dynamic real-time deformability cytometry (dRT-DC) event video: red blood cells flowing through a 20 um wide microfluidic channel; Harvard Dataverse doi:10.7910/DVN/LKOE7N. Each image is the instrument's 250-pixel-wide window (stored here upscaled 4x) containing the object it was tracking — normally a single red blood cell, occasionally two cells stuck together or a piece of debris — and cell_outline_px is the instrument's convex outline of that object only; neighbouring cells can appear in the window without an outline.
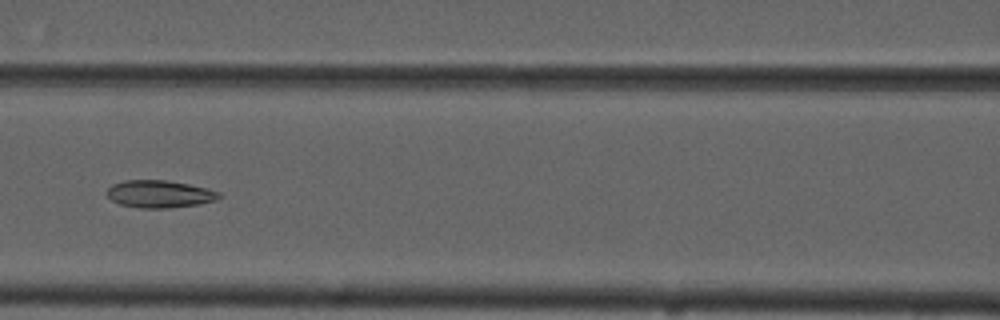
{"species": "common noctule bat (a hibernating species)", "species_latin": "Nyctalus noctula", "temperature_condition": "cold", "stored_images_in_passage": 8, "camera_frame_rate_fps": 3000, "um_per_image_px": 0.085, "animal": {"sex": "male", "forearm_length_mm": 52.5}, "frame": {"image": 1, "passage_image": 6, "time_ms": 5.667, "image_size_px": [1000, 320], "cell_outline_px": [[224, 196], [216, 200], [196, 204], [168, 208], [140, 208], [120, 204], [112, 200], [104, 192], [112, 184], [124, 180], [164, 180], [188, 184], [208, 188], [220, 192]], "centroid_in_image_um": [13.56, 16.48], "position_along_channel_um": 153.0, "area_um2": 17.98}}
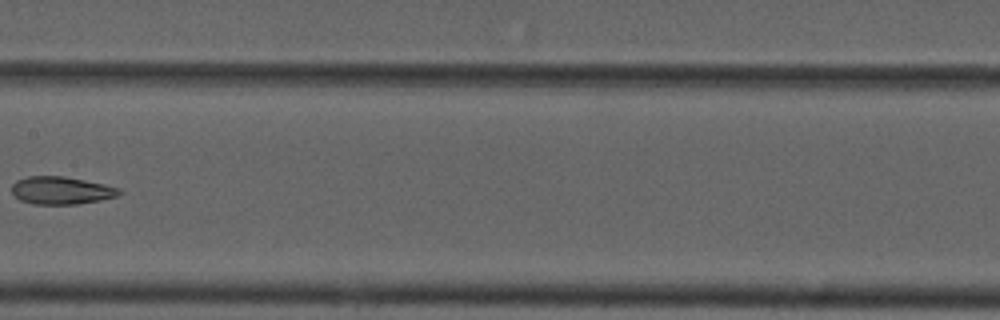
{"frame": {"image": 2, "passage_image": 7, "time_ms": 7.0, "image_size_px": [1000, 320], "cell_outline_px": [[124, 192], [116, 196], [100, 200], [76, 204], [32, 204], [20, 200], [12, 192], [12, 184], [16, 180], [28, 176], [64, 176], [104, 184], [120, 188]], "centroid_in_image_um": [5.21, 16.18], "position_along_channel_um": 202.2, "area_um2": 17.34}}
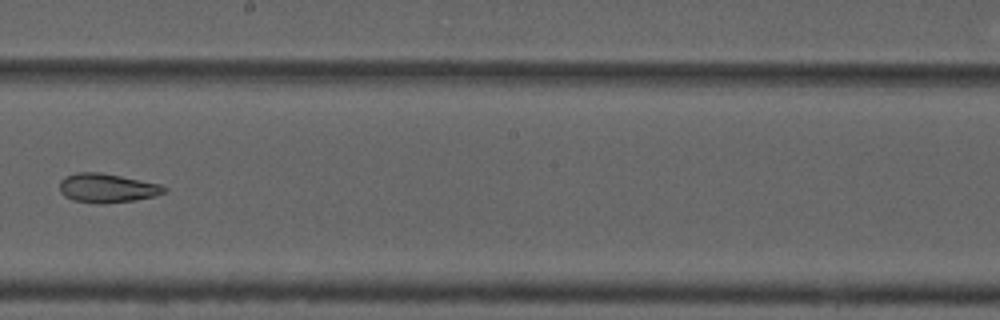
{"frame": {"image": 3, "passage_image": 8, "time_ms": 8.0, "image_size_px": [1000, 320], "cell_outline_px": [[168, 192], [156, 196], [132, 200], [104, 204], [100, 204], [72, 200], [64, 196], [60, 192], [60, 180], [64, 176], [76, 172], [100, 172], [160, 184], [168, 188]], "centroid_in_image_um": [9.1, 15.98], "position_along_channel_um": 239.1, "area_um2": 17.86}}